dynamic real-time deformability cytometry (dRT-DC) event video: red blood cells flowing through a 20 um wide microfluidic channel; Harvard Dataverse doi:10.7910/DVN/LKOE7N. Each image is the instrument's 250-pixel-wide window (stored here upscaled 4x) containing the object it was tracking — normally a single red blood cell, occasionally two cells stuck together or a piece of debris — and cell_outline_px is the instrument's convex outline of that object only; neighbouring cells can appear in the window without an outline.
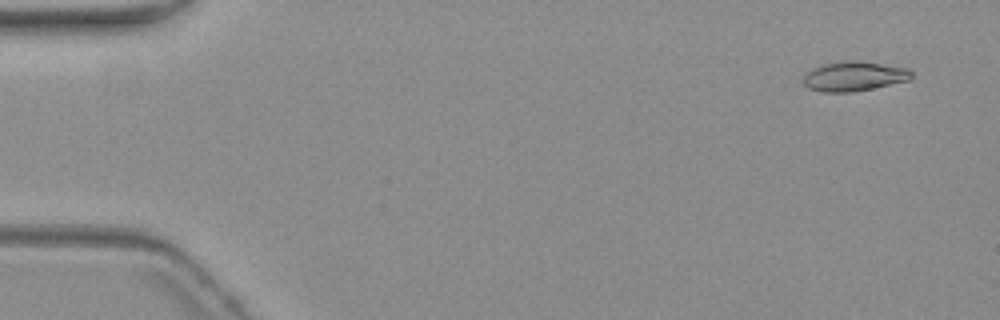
{"species": "common noctule bat (a hibernating species)", "species_latin": "Nyctalus noctula", "temperature_condition": "warm", "stored_images_in_passage": 6, "camera_frame_rate_fps": 3000, "um_per_image_px": 0.085, "animal": {"sex": "female", "body_mass_g": 19.3, "forearm_length_mm": 54.1}, "frame": {"image": 1, "passage_image": 2, "time_ms": 1.0, "image_size_px": [1000, 320], "cell_outline_px": [[912, 76], [908, 80], [872, 88], [852, 92], [824, 92], [808, 88], [804, 84], [804, 76], [812, 68], [824, 64], [880, 64], [908, 68], [912, 72]], "centroid_in_image_um": [72.58, 6.54], "position_along_channel_um": 12.4, "area_um2": 17.46}}